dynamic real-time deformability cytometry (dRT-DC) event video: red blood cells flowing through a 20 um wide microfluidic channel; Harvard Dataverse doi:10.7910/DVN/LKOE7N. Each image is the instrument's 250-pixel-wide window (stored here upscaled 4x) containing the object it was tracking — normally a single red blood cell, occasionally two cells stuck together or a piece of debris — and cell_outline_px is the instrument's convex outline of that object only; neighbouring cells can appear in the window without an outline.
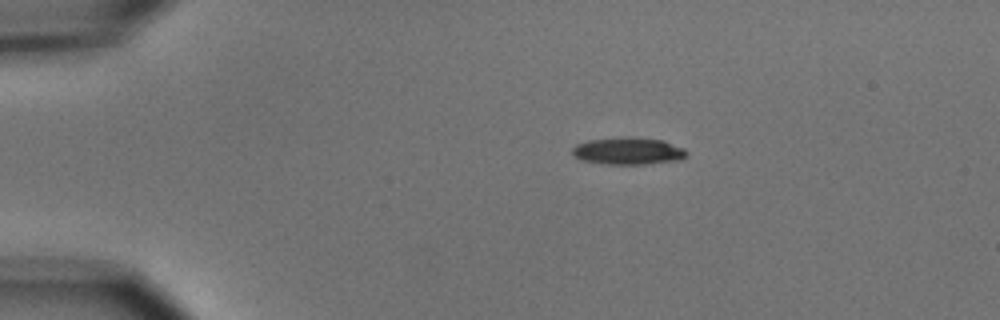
{"species": "common noctule bat (a hibernating species)", "species_latin": "Nyctalus noctula", "temperature_condition": "cold", "stored_images_in_passage": 4, "camera_frame_rate_fps": 3000, "um_per_image_px": 0.085, "animal": {"sex": "male", "body_mass_g": 15.6}, "frame": {"image": 1, "passage_image": 1, "time_ms": 0.0, "image_size_px": [1000, 320], "cell_outline_px": [[688, 156], [680, 160], [644, 164], [604, 164], [580, 160], [572, 156], [572, 148], [576, 144], [588, 140], [664, 140], [684, 148], [688, 152]], "centroid_in_image_um": [53.4, 12.9], "position_along_channel_um": 31.6, "area_um2": 17.34}}
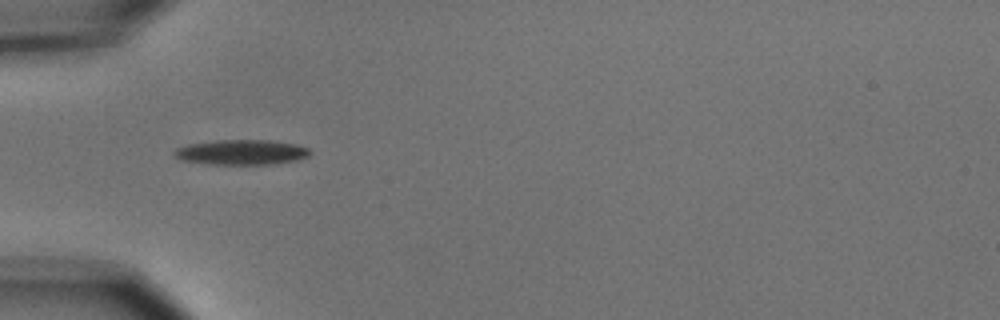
{"frame": {"image": 2, "passage_image": 3, "time_ms": 2.333, "image_size_px": [1000, 320], "cell_outline_px": [[312, 152], [308, 156], [296, 160], [272, 164], [212, 164], [180, 160], [172, 152], [176, 148], [188, 144], [216, 140], [268, 140], [296, 144], [308, 148]], "centroid_in_image_um": [20.52, 12.93], "position_along_channel_um": 64.5, "area_um2": 19.77}}
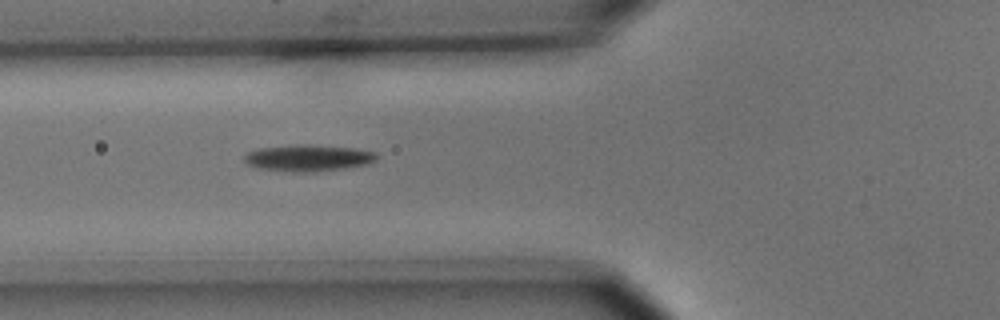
{"frame": {"image": 3, "passage_image": 4, "time_ms": 3.333, "image_size_px": [1000, 320], "cell_outline_px": [[376, 160], [368, 164], [312, 172], [292, 172], [260, 168], [248, 164], [244, 160], [244, 156], [248, 152], [260, 148], [296, 144], [304, 144], [356, 148], [376, 152]], "centroid_in_image_um": [26.2, 13.41], "position_along_channel_um": 99.6, "area_um2": 20.29}}